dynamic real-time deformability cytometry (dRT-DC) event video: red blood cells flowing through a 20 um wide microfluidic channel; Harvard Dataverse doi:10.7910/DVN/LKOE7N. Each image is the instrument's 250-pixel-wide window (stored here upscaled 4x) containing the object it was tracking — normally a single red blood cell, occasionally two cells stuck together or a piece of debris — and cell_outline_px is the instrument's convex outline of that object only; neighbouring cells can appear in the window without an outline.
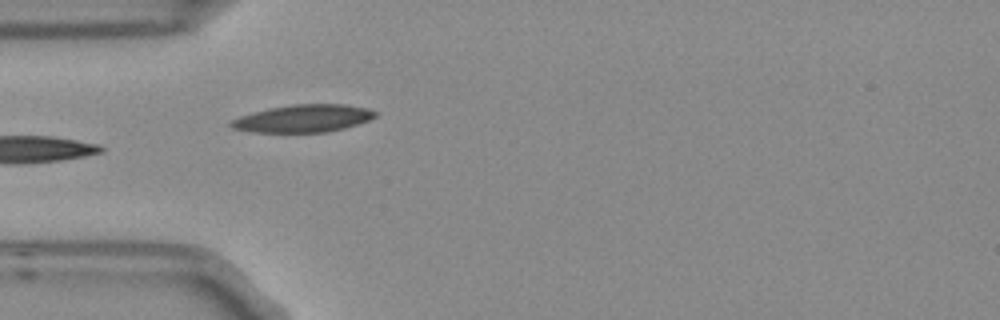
{"species": "Egyptian fruit bat (a non-hibernating species)", "species_latin": "Rousettus aegyptiacus", "temperature_condition": "room temperature", "stored_images_in_passage": 4, "camera_frame_rate_fps": 3000, "um_per_image_px": 0.085, "frame": {"image": 1, "passage_image": 4, "time_ms": 1.0, "image_size_px": [1000, 320], "cell_outline_px": [[376, 116], [368, 120], [344, 128], [328, 132], [252, 132], [232, 128], [228, 124], [232, 120], [240, 116], [252, 112], [268, 108], [292, 104], [344, 104], [368, 108], [376, 112]], "centroid_in_image_um": [25.75, 10.06], "position_along_channel_um": 59.2, "area_um2": 23.12}}